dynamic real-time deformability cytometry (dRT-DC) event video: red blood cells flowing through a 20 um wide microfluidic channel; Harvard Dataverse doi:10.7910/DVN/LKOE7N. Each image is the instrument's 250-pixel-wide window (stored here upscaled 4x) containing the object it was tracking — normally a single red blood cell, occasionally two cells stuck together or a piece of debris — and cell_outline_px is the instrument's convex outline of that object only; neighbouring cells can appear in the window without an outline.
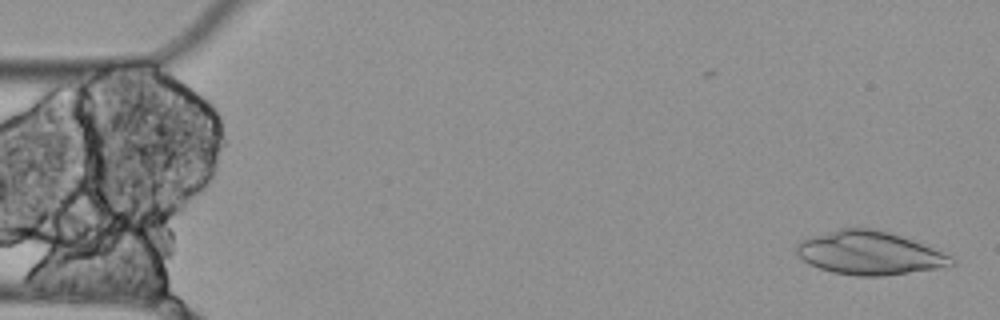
{"species": "Egyptian fruit bat (a non-hibernating species)", "species_latin": "Rousettus aegyptiacus", "temperature_condition": "cold", "stored_images_in_passage": 5, "camera_frame_rate_fps": 3000, "um_per_image_px": 0.085, "animal": {"sex": "female"}, "frame": {"image": 1, "passage_image": 1, "time_ms": 0.0, "image_size_px": [1000, 320], "cell_outline_px": [[956, 264], [936, 268], [880, 276], [856, 276], [832, 272], [808, 264], [796, 252], [796, 244], [800, 240], [840, 228], [872, 228], [888, 232], [900, 236], [932, 248], [952, 256], [956, 260]], "centroid_in_image_um": [73.88, 21.51], "position_along_channel_um": 11.1, "area_um2": 38.67}}